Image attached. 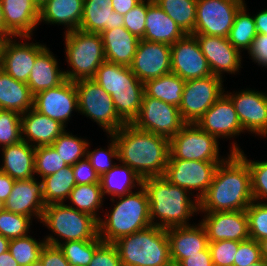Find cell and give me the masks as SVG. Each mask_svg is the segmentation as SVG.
<instances>
[{
	"label": "cell",
	"mask_w": 267,
	"mask_h": 266,
	"mask_svg": "<svg viewBox=\"0 0 267 266\" xmlns=\"http://www.w3.org/2000/svg\"><path fill=\"white\" fill-rule=\"evenodd\" d=\"M216 169L213 181L199 200V212L246 210L253 201L248 163L230 153Z\"/></svg>",
	"instance_id": "obj_1"
},
{
	"label": "cell",
	"mask_w": 267,
	"mask_h": 266,
	"mask_svg": "<svg viewBox=\"0 0 267 266\" xmlns=\"http://www.w3.org/2000/svg\"><path fill=\"white\" fill-rule=\"evenodd\" d=\"M117 142L118 160L128 165L142 179L163 176L169 160V139L123 125L111 134Z\"/></svg>",
	"instance_id": "obj_2"
},
{
	"label": "cell",
	"mask_w": 267,
	"mask_h": 266,
	"mask_svg": "<svg viewBox=\"0 0 267 266\" xmlns=\"http://www.w3.org/2000/svg\"><path fill=\"white\" fill-rule=\"evenodd\" d=\"M143 187L149 197L152 225L163 229L191 225L188 220L199 211V201L189 196H194L192 193L172 185L163 176L143 179ZM157 218L161 221L157 222Z\"/></svg>",
	"instance_id": "obj_3"
},
{
	"label": "cell",
	"mask_w": 267,
	"mask_h": 266,
	"mask_svg": "<svg viewBox=\"0 0 267 266\" xmlns=\"http://www.w3.org/2000/svg\"><path fill=\"white\" fill-rule=\"evenodd\" d=\"M114 208L98 221L99 237L103 242L114 243L119 238L131 235L152 225L150 220L149 197L141 186L132 193L118 197Z\"/></svg>",
	"instance_id": "obj_4"
},
{
	"label": "cell",
	"mask_w": 267,
	"mask_h": 266,
	"mask_svg": "<svg viewBox=\"0 0 267 266\" xmlns=\"http://www.w3.org/2000/svg\"><path fill=\"white\" fill-rule=\"evenodd\" d=\"M122 266H169L170 244L166 229L155 225L126 235L113 243Z\"/></svg>",
	"instance_id": "obj_5"
},
{
	"label": "cell",
	"mask_w": 267,
	"mask_h": 266,
	"mask_svg": "<svg viewBox=\"0 0 267 266\" xmlns=\"http://www.w3.org/2000/svg\"><path fill=\"white\" fill-rule=\"evenodd\" d=\"M40 223H44L43 225L55 234L44 238L46 244L53 246L60 245L58 236L63 238L64 242L93 240L99 237L98 220L65 203L46 205Z\"/></svg>",
	"instance_id": "obj_6"
},
{
	"label": "cell",
	"mask_w": 267,
	"mask_h": 266,
	"mask_svg": "<svg viewBox=\"0 0 267 266\" xmlns=\"http://www.w3.org/2000/svg\"><path fill=\"white\" fill-rule=\"evenodd\" d=\"M66 60L72 70L64 71L66 79L75 82L93 79L106 61L102 36L80 29L65 33Z\"/></svg>",
	"instance_id": "obj_7"
},
{
	"label": "cell",
	"mask_w": 267,
	"mask_h": 266,
	"mask_svg": "<svg viewBox=\"0 0 267 266\" xmlns=\"http://www.w3.org/2000/svg\"><path fill=\"white\" fill-rule=\"evenodd\" d=\"M74 83L79 113L94 120L109 135L126 124L118 116L111 95L93 79H81Z\"/></svg>",
	"instance_id": "obj_8"
},
{
	"label": "cell",
	"mask_w": 267,
	"mask_h": 266,
	"mask_svg": "<svg viewBox=\"0 0 267 266\" xmlns=\"http://www.w3.org/2000/svg\"><path fill=\"white\" fill-rule=\"evenodd\" d=\"M218 139L203 131L196 123H186L169 139V159L223 162ZM220 156V158H219Z\"/></svg>",
	"instance_id": "obj_9"
},
{
	"label": "cell",
	"mask_w": 267,
	"mask_h": 266,
	"mask_svg": "<svg viewBox=\"0 0 267 266\" xmlns=\"http://www.w3.org/2000/svg\"><path fill=\"white\" fill-rule=\"evenodd\" d=\"M132 124L139 130L171 139L186 122L182 119L177 106L149 97L144 93L140 112Z\"/></svg>",
	"instance_id": "obj_10"
},
{
	"label": "cell",
	"mask_w": 267,
	"mask_h": 266,
	"mask_svg": "<svg viewBox=\"0 0 267 266\" xmlns=\"http://www.w3.org/2000/svg\"><path fill=\"white\" fill-rule=\"evenodd\" d=\"M243 0H197L196 23L192 34L227 38Z\"/></svg>",
	"instance_id": "obj_11"
},
{
	"label": "cell",
	"mask_w": 267,
	"mask_h": 266,
	"mask_svg": "<svg viewBox=\"0 0 267 266\" xmlns=\"http://www.w3.org/2000/svg\"><path fill=\"white\" fill-rule=\"evenodd\" d=\"M222 79L212 74L185 82L179 110L186 123H195L224 94Z\"/></svg>",
	"instance_id": "obj_12"
},
{
	"label": "cell",
	"mask_w": 267,
	"mask_h": 266,
	"mask_svg": "<svg viewBox=\"0 0 267 266\" xmlns=\"http://www.w3.org/2000/svg\"><path fill=\"white\" fill-rule=\"evenodd\" d=\"M220 163L222 162L169 159L163 177L172 185L184 188L189 193L198 190L194 197L199 201L213 181Z\"/></svg>",
	"instance_id": "obj_13"
},
{
	"label": "cell",
	"mask_w": 267,
	"mask_h": 266,
	"mask_svg": "<svg viewBox=\"0 0 267 266\" xmlns=\"http://www.w3.org/2000/svg\"><path fill=\"white\" fill-rule=\"evenodd\" d=\"M171 72L184 81L212 75L197 38L186 34L171 45Z\"/></svg>",
	"instance_id": "obj_14"
},
{
	"label": "cell",
	"mask_w": 267,
	"mask_h": 266,
	"mask_svg": "<svg viewBox=\"0 0 267 266\" xmlns=\"http://www.w3.org/2000/svg\"><path fill=\"white\" fill-rule=\"evenodd\" d=\"M143 83L171 72V45L139 40L135 56L129 66Z\"/></svg>",
	"instance_id": "obj_15"
},
{
	"label": "cell",
	"mask_w": 267,
	"mask_h": 266,
	"mask_svg": "<svg viewBox=\"0 0 267 266\" xmlns=\"http://www.w3.org/2000/svg\"><path fill=\"white\" fill-rule=\"evenodd\" d=\"M33 108L66 127L72 111H78L75 83L66 79L57 87L37 93L34 95Z\"/></svg>",
	"instance_id": "obj_16"
},
{
	"label": "cell",
	"mask_w": 267,
	"mask_h": 266,
	"mask_svg": "<svg viewBox=\"0 0 267 266\" xmlns=\"http://www.w3.org/2000/svg\"><path fill=\"white\" fill-rule=\"evenodd\" d=\"M225 94L233 102L243 130L267 137V94L248 88Z\"/></svg>",
	"instance_id": "obj_17"
},
{
	"label": "cell",
	"mask_w": 267,
	"mask_h": 266,
	"mask_svg": "<svg viewBox=\"0 0 267 266\" xmlns=\"http://www.w3.org/2000/svg\"><path fill=\"white\" fill-rule=\"evenodd\" d=\"M20 42L12 38L3 41L0 68L15 80L27 83L36 57L46 45Z\"/></svg>",
	"instance_id": "obj_18"
},
{
	"label": "cell",
	"mask_w": 267,
	"mask_h": 266,
	"mask_svg": "<svg viewBox=\"0 0 267 266\" xmlns=\"http://www.w3.org/2000/svg\"><path fill=\"white\" fill-rule=\"evenodd\" d=\"M197 38L213 75L222 78L223 72L235 74L241 67V53L228 38L192 34Z\"/></svg>",
	"instance_id": "obj_19"
},
{
	"label": "cell",
	"mask_w": 267,
	"mask_h": 266,
	"mask_svg": "<svg viewBox=\"0 0 267 266\" xmlns=\"http://www.w3.org/2000/svg\"><path fill=\"white\" fill-rule=\"evenodd\" d=\"M200 222L209 242L222 240L246 241L250 239L246 210L204 213Z\"/></svg>",
	"instance_id": "obj_20"
},
{
	"label": "cell",
	"mask_w": 267,
	"mask_h": 266,
	"mask_svg": "<svg viewBox=\"0 0 267 266\" xmlns=\"http://www.w3.org/2000/svg\"><path fill=\"white\" fill-rule=\"evenodd\" d=\"M195 123L217 139L244 132L234 104L225 93Z\"/></svg>",
	"instance_id": "obj_21"
},
{
	"label": "cell",
	"mask_w": 267,
	"mask_h": 266,
	"mask_svg": "<svg viewBox=\"0 0 267 266\" xmlns=\"http://www.w3.org/2000/svg\"><path fill=\"white\" fill-rule=\"evenodd\" d=\"M45 203L43 199V182L32 177L15 180L11 194L5 201V209L15 214L26 215L42 220Z\"/></svg>",
	"instance_id": "obj_22"
},
{
	"label": "cell",
	"mask_w": 267,
	"mask_h": 266,
	"mask_svg": "<svg viewBox=\"0 0 267 266\" xmlns=\"http://www.w3.org/2000/svg\"><path fill=\"white\" fill-rule=\"evenodd\" d=\"M198 224L166 229L172 264L178 265L183 259L199 254L209 247L205 227Z\"/></svg>",
	"instance_id": "obj_23"
},
{
	"label": "cell",
	"mask_w": 267,
	"mask_h": 266,
	"mask_svg": "<svg viewBox=\"0 0 267 266\" xmlns=\"http://www.w3.org/2000/svg\"><path fill=\"white\" fill-rule=\"evenodd\" d=\"M7 30L14 36L31 39L39 25V8L32 0H0Z\"/></svg>",
	"instance_id": "obj_24"
},
{
	"label": "cell",
	"mask_w": 267,
	"mask_h": 266,
	"mask_svg": "<svg viewBox=\"0 0 267 266\" xmlns=\"http://www.w3.org/2000/svg\"><path fill=\"white\" fill-rule=\"evenodd\" d=\"M21 131L22 140L31 146H48L65 131V126L31 108L21 114Z\"/></svg>",
	"instance_id": "obj_25"
},
{
	"label": "cell",
	"mask_w": 267,
	"mask_h": 266,
	"mask_svg": "<svg viewBox=\"0 0 267 266\" xmlns=\"http://www.w3.org/2000/svg\"><path fill=\"white\" fill-rule=\"evenodd\" d=\"M122 26L124 16L113 10L112 0H84L80 30L101 34L104 30Z\"/></svg>",
	"instance_id": "obj_26"
},
{
	"label": "cell",
	"mask_w": 267,
	"mask_h": 266,
	"mask_svg": "<svg viewBox=\"0 0 267 266\" xmlns=\"http://www.w3.org/2000/svg\"><path fill=\"white\" fill-rule=\"evenodd\" d=\"M185 35L182 28L153 0H147L144 40L173 45Z\"/></svg>",
	"instance_id": "obj_27"
},
{
	"label": "cell",
	"mask_w": 267,
	"mask_h": 266,
	"mask_svg": "<svg viewBox=\"0 0 267 266\" xmlns=\"http://www.w3.org/2000/svg\"><path fill=\"white\" fill-rule=\"evenodd\" d=\"M2 166L0 171L14 180L35 177V147L25 141L2 147Z\"/></svg>",
	"instance_id": "obj_28"
},
{
	"label": "cell",
	"mask_w": 267,
	"mask_h": 266,
	"mask_svg": "<svg viewBox=\"0 0 267 266\" xmlns=\"http://www.w3.org/2000/svg\"><path fill=\"white\" fill-rule=\"evenodd\" d=\"M53 55L49 48L45 47L36 57L27 82L33 96L57 87L66 80L64 71L60 70L56 56Z\"/></svg>",
	"instance_id": "obj_29"
},
{
	"label": "cell",
	"mask_w": 267,
	"mask_h": 266,
	"mask_svg": "<svg viewBox=\"0 0 267 266\" xmlns=\"http://www.w3.org/2000/svg\"><path fill=\"white\" fill-rule=\"evenodd\" d=\"M101 36L106 61L129 67L140 39L130 33L124 26L104 30Z\"/></svg>",
	"instance_id": "obj_30"
},
{
	"label": "cell",
	"mask_w": 267,
	"mask_h": 266,
	"mask_svg": "<svg viewBox=\"0 0 267 266\" xmlns=\"http://www.w3.org/2000/svg\"><path fill=\"white\" fill-rule=\"evenodd\" d=\"M84 0H47L39 9V23L67 26L64 33L79 29Z\"/></svg>",
	"instance_id": "obj_31"
},
{
	"label": "cell",
	"mask_w": 267,
	"mask_h": 266,
	"mask_svg": "<svg viewBox=\"0 0 267 266\" xmlns=\"http://www.w3.org/2000/svg\"><path fill=\"white\" fill-rule=\"evenodd\" d=\"M33 99L27 83L15 80L0 68V110L23 114L33 108Z\"/></svg>",
	"instance_id": "obj_32"
},
{
	"label": "cell",
	"mask_w": 267,
	"mask_h": 266,
	"mask_svg": "<svg viewBox=\"0 0 267 266\" xmlns=\"http://www.w3.org/2000/svg\"><path fill=\"white\" fill-rule=\"evenodd\" d=\"M93 80L109 95L114 90L144 89V83L132 73L130 67L107 61L97 69Z\"/></svg>",
	"instance_id": "obj_33"
},
{
	"label": "cell",
	"mask_w": 267,
	"mask_h": 266,
	"mask_svg": "<svg viewBox=\"0 0 267 266\" xmlns=\"http://www.w3.org/2000/svg\"><path fill=\"white\" fill-rule=\"evenodd\" d=\"M100 185L103 196L108 194L112 196L114 203L115 197H121L132 193V189L143 185V179L128 165H115L110 171H107L100 177Z\"/></svg>",
	"instance_id": "obj_34"
},
{
	"label": "cell",
	"mask_w": 267,
	"mask_h": 266,
	"mask_svg": "<svg viewBox=\"0 0 267 266\" xmlns=\"http://www.w3.org/2000/svg\"><path fill=\"white\" fill-rule=\"evenodd\" d=\"M185 82L182 78L170 72L158 78L147 80L144 83V93L165 103L179 108Z\"/></svg>",
	"instance_id": "obj_35"
},
{
	"label": "cell",
	"mask_w": 267,
	"mask_h": 266,
	"mask_svg": "<svg viewBox=\"0 0 267 266\" xmlns=\"http://www.w3.org/2000/svg\"><path fill=\"white\" fill-rule=\"evenodd\" d=\"M42 182L45 205L66 202L76 185L71 166L64 167L55 174L44 177Z\"/></svg>",
	"instance_id": "obj_36"
},
{
	"label": "cell",
	"mask_w": 267,
	"mask_h": 266,
	"mask_svg": "<svg viewBox=\"0 0 267 266\" xmlns=\"http://www.w3.org/2000/svg\"><path fill=\"white\" fill-rule=\"evenodd\" d=\"M68 199L72 203L69 207L89 214L98 221L101 219L97 217V210L102 207L104 199L100 184L75 185Z\"/></svg>",
	"instance_id": "obj_37"
},
{
	"label": "cell",
	"mask_w": 267,
	"mask_h": 266,
	"mask_svg": "<svg viewBox=\"0 0 267 266\" xmlns=\"http://www.w3.org/2000/svg\"><path fill=\"white\" fill-rule=\"evenodd\" d=\"M186 34L194 32L197 0H153Z\"/></svg>",
	"instance_id": "obj_38"
},
{
	"label": "cell",
	"mask_w": 267,
	"mask_h": 266,
	"mask_svg": "<svg viewBox=\"0 0 267 266\" xmlns=\"http://www.w3.org/2000/svg\"><path fill=\"white\" fill-rule=\"evenodd\" d=\"M246 12V3H244L235 15L233 26L227 37L229 42L240 52L242 49L248 50L257 36L254 18Z\"/></svg>",
	"instance_id": "obj_39"
},
{
	"label": "cell",
	"mask_w": 267,
	"mask_h": 266,
	"mask_svg": "<svg viewBox=\"0 0 267 266\" xmlns=\"http://www.w3.org/2000/svg\"><path fill=\"white\" fill-rule=\"evenodd\" d=\"M144 89L114 90L111 94L118 116L126 123L132 124L137 118L142 104Z\"/></svg>",
	"instance_id": "obj_40"
},
{
	"label": "cell",
	"mask_w": 267,
	"mask_h": 266,
	"mask_svg": "<svg viewBox=\"0 0 267 266\" xmlns=\"http://www.w3.org/2000/svg\"><path fill=\"white\" fill-rule=\"evenodd\" d=\"M102 243L100 237L93 240L61 241L59 248L71 266H88Z\"/></svg>",
	"instance_id": "obj_41"
},
{
	"label": "cell",
	"mask_w": 267,
	"mask_h": 266,
	"mask_svg": "<svg viewBox=\"0 0 267 266\" xmlns=\"http://www.w3.org/2000/svg\"><path fill=\"white\" fill-rule=\"evenodd\" d=\"M65 130L52 144L67 166H73L86 157L89 142ZM70 133V134H69Z\"/></svg>",
	"instance_id": "obj_42"
},
{
	"label": "cell",
	"mask_w": 267,
	"mask_h": 266,
	"mask_svg": "<svg viewBox=\"0 0 267 266\" xmlns=\"http://www.w3.org/2000/svg\"><path fill=\"white\" fill-rule=\"evenodd\" d=\"M45 244V240L38 242L26 235L10 240L8 251L20 266H29L40 259Z\"/></svg>",
	"instance_id": "obj_43"
},
{
	"label": "cell",
	"mask_w": 267,
	"mask_h": 266,
	"mask_svg": "<svg viewBox=\"0 0 267 266\" xmlns=\"http://www.w3.org/2000/svg\"><path fill=\"white\" fill-rule=\"evenodd\" d=\"M230 149L231 153H238L248 163L253 200L267 199V161L248 160L237 143H233Z\"/></svg>",
	"instance_id": "obj_44"
},
{
	"label": "cell",
	"mask_w": 267,
	"mask_h": 266,
	"mask_svg": "<svg viewBox=\"0 0 267 266\" xmlns=\"http://www.w3.org/2000/svg\"><path fill=\"white\" fill-rule=\"evenodd\" d=\"M67 167L52 145L35 147V175L41 179Z\"/></svg>",
	"instance_id": "obj_45"
},
{
	"label": "cell",
	"mask_w": 267,
	"mask_h": 266,
	"mask_svg": "<svg viewBox=\"0 0 267 266\" xmlns=\"http://www.w3.org/2000/svg\"><path fill=\"white\" fill-rule=\"evenodd\" d=\"M32 220L26 215L15 214L3 209L0 212V235L9 240L26 236Z\"/></svg>",
	"instance_id": "obj_46"
},
{
	"label": "cell",
	"mask_w": 267,
	"mask_h": 266,
	"mask_svg": "<svg viewBox=\"0 0 267 266\" xmlns=\"http://www.w3.org/2000/svg\"><path fill=\"white\" fill-rule=\"evenodd\" d=\"M22 141L21 114L0 110V145H13Z\"/></svg>",
	"instance_id": "obj_47"
},
{
	"label": "cell",
	"mask_w": 267,
	"mask_h": 266,
	"mask_svg": "<svg viewBox=\"0 0 267 266\" xmlns=\"http://www.w3.org/2000/svg\"><path fill=\"white\" fill-rule=\"evenodd\" d=\"M249 236L257 242L267 237V203L252 201L247 207Z\"/></svg>",
	"instance_id": "obj_48"
},
{
	"label": "cell",
	"mask_w": 267,
	"mask_h": 266,
	"mask_svg": "<svg viewBox=\"0 0 267 266\" xmlns=\"http://www.w3.org/2000/svg\"><path fill=\"white\" fill-rule=\"evenodd\" d=\"M109 137H111V143L107 150L100 148L89 151V148L87 147L86 157L89 159L91 166L100 177L107 171H110L117 164L112 162V158L116 160L118 159L117 142L112 135H109Z\"/></svg>",
	"instance_id": "obj_49"
},
{
	"label": "cell",
	"mask_w": 267,
	"mask_h": 266,
	"mask_svg": "<svg viewBox=\"0 0 267 266\" xmlns=\"http://www.w3.org/2000/svg\"><path fill=\"white\" fill-rule=\"evenodd\" d=\"M240 241L222 240L209 242L213 266H233Z\"/></svg>",
	"instance_id": "obj_50"
},
{
	"label": "cell",
	"mask_w": 267,
	"mask_h": 266,
	"mask_svg": "<svg viewBox=\"0 0 267 266\" xmlns=\"http://www.w3.org/2000/svg\"><path fill=\"white\" fill-rule=\"evenodd\" d=\"M146 14L147 1L141 0L124 15V27L140 40L143 39L145 34Z\"/></svg>",
	"instance_id": "obj_51"
},
{
	"label": "cell",
	"mask_w": 267,
	"mask_h": 266,
	"mask_svg": "<svg viewBox=\"0 0 267 266\" xmlns=\"http://www.w3.org/2000/svg\"><path fill=\"white\" fill-rule=\"evenodd\" d=\"M262 259L260 244L256 240L242 241L235 254L233 266H245Z\"/></svg>",
	"instance_id": "obj_52"
},
{
	"label": "cell",
	"mask_w": 267,
	"mask_h": 266,
	"mask_svg": "<svg viewBox=\"0 0 267 266\" xmlns=\"http://www.w3.org/2000/svg\"><path fill=\"white\" fill-rule=\"evenodd\" d=\"M88 266H122L115 245L103 242L95 251Z\"/></svg>",
	"instance_id": "obj_53"
},
{
	"label": "cell",
	"mask_w": 267,
	"mask_h": 266,
	"mask_svg": "<svg viewBox=\"0 0 267 266\" xmlns=\"http://www.w3.org/2000/svg\"><path fill=\"white\" fill-rule=\"evenodd\" d=\"M71 167L76 185L100 184V176L87 157L80 159Z\"/></svg>",
	"instance_id": "obj_54"
},
{
	"label": "cell",
	"mask_w": 267,
	"mask_h": 266,
	"mask_svg": "<svg viewBox=\"0 0 267 266\" xmlns=\"http://www.w3.org/2000/svg\"><path fill=\"white\" fill-rule=\"evenodd\" d=\"M40 260L44 266H71L59 246L49 244L44 245L40 254Z\"/></svg>",
	"instance_id": "obj_55"
},
{
	"label": "cell",
	"mask_w": 267,
	"mask_h": 266,
	"mask_svg": "<svg viewBox=\"0 0 267 266\" xmlns=\"http://www.w3.org/2000/svg\"><path fill=\"white\" fill-rule=\"evenodd\" d=\"M248 54L259 66L267 68V35L257 34L248 49Z\"/></svg>",
	"instance_id": "obj_56"
},
{
	"label": "cell",
	"mask_w": 267,
	"mask_h": 266,
	"mask_svg": "<svg viewBox=\"0 0 267 266\" xmlns=\"http://www.w3.org/2000/svg\"><path fill=\"white\" fill-rule=\"evenodd\" d=\"M178 266H213L209 247L206 250L200 251L199 254L183 259Z\"/></svg>",
	"instance_id": "obj_57"
},
{
	"label": "cell",
	"mask_w": 267,
	"mask_h": 266,
	"mask_svg": "<svg viewBox=\"0 0 267 266\" xmlns=\"http://www.w3.org/2000/svg\"><path fill=\"white\" fill-rule=\"evenodd\" d=\"M15 180L0 171V199L5 202L11 194Z\"/></svg>",
	"instance_id": "obj_58"
},
{
	"label": "cell",
	"mask_w": 267,
	"mask_h": 266,
	"mask_svg": "<svg viewBox=\"0 0 267 266\" xmlns=\"http://www.w3.org/2000/svg\"><path fill=\"white\" fill-rule=\"evenodd\" d=\"M141 0H112V8L120 15H125L133 9Z\"/></svg>",
	"instance_id": "obj_59"
},
{
	"label": "cell",
	"mask_w": 267,
	"mask_h": 266,
	"mask_svg": "<svg viewBox=\"0 0 267 266\" xmlns=\"http://www.w3.org/2000/svg\"><path fill=\"white\" fill-rule=\"evenodd\" d=\"M257 34L267 35V9L261 10L253 16Z\"/></svg>",
	"instance_id": "obj_60"
},
{
	"label": "cell",
	"mask_w": 267,
	"mask_h": 266,
	"mask_svg": "<svg viewBox=\"0 0 267 266\" xmlns=\"http://www.w3.org/2000/svg\"><path fill=\"white\" fill-rule=\"evenodd\" d=\"M0 38L4 40L8 38H15L6 28L1 2H0Z\"/></svg>",
	"instance_id": "obj_61"
},
{
	"label": "cell",
	"mask_w": 267,
	"mask_h": 266,
	"mask_svg": "<svg viewBox=\"0 0 267 266\" xmlns=\"http://www.w3.org/2000/svg\"><path fill=\"white\" fill-rule=\"evenodd\" d=\"M0 266H20L9 251L0 254Z\"/></svg>",
	"instance_id": "obj_62"
},
{
	"label": "cell",
	"mask_w": 267,
	"mask_h": 266,
	"mask_svg": "<svg viewBox=\"0 0 267 266\" xmlns=\"http://www.w3.org/2000/svg\"><path fill=\"white\" fill-rule=\"evenodd\" d=\"M9 242H10L9 239H7L6 237L0 235V254H2L3 252L8 251Z\"/></svg>",
	"instance_id": "obj_63"
},
{
	"label": "cell",
	"mask_w": 267,
	"mask_h": 266,
	"mask_svg": "<svg viewBox=\"0 0 267 266\" xmlns=\"http://www.w3.org/2000/svg\"><path fill=\"white\" fill-rule=\"evenodd\" d=\"M262 258L267 261V237L259 241Z\"/></svg>",
	"instance_id": "obj_64"
},
{
	"label": "cell",
	"mask_w": 267,
	"mask_h": 266,
	"mask_svg": "<svg viewBox=\"0 0 267 266\" xmlns=\"http://www.w3.org/2000/svg\"><path fill=\"white\" fill-rule=\"evenodd\" d=\"M245 266H267V261L262 258L260 261Z\"/></svg>",
	"instance_id": "obj_65"
},
{
	"label": "cell",
	"mask_w": 267,
	"mask_h": 266,
	"mask_svg": "<svg viewBox=\"0 0 267 266\" xmlns=\"http://www.w3.org/2000/svg\"><path fill=\"white\" fill-rule=\"evenodd\" d=\"M36 6L40 9L47 0H32Z\"/></svg>",
	"instance_id": "obj_66"
},
{
	"label": "cell",
	"mask_w": 267,
	"mask_h": 266,
	"mask_svg": "<svg viewBox=\"0 0 267 266\" xmlns=\"http://www.w3.org/2000/svg\"><path fill=\"white\" fill-rule=\"evenodd\" d=\"M29 266H44V265H43L42 261L39 259L38 261L33 262Z\"/></svg>",
	"instance_id": "obj_67"
},
{
	"label": "cell",
	"mask_w": 267,
	"mask_h": 266,
	"mask_svg": "<svg viewBox=\"0 0 267 266\" xmlns=\"http://www.w3.org/2000/svg\"><path fill=\"white\" fill-rule=\"evenodd\" d=\"M5 209V202L0 199V212Z\"/></svg>",
	"instance_id": "obj_68"
},
{
	"label": "cell",
	"mask_w": 267,
	"mask_h": 266,
	"mask_svg": "<svg viewBox=\"0 0 267 266\" xmlns=\"http://www.w3.org/2000/svg\"><path fill=\"white\" fill-rule=\"evenodd\" d=\"M4 39L0 38V61H1V49Z\"/></svg>",
	"instance_id": "obj_69"
}]
</instances>
